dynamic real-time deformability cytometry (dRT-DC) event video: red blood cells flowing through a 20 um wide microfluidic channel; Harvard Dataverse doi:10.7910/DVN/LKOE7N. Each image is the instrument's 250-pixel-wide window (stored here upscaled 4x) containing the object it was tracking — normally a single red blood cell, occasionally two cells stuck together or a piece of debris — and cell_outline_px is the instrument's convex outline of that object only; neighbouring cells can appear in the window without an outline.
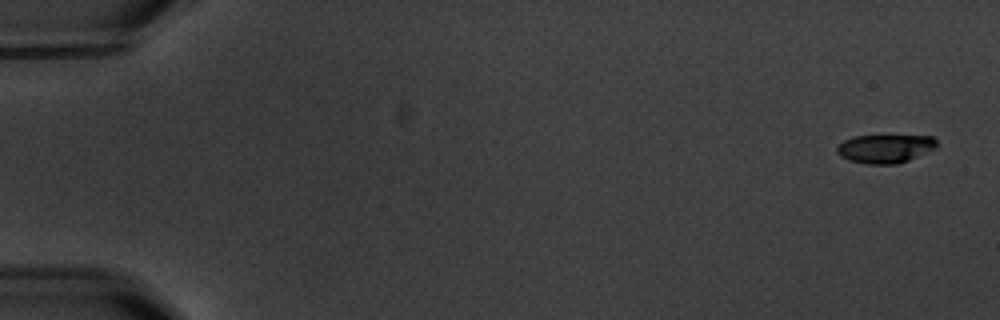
{"species": "common noctule bat (a hibernating species)", "species_latin": "Nyctalus noctula", "temperature_condition": "warm", "stored_images_in_passage": 9, "camera_frame_rate_fps": 3000, "um_per_image_px": 0.085, "animal": {"sex": "male", "body_mass_g": 20.1, "forearm_length_mm": 53.5}, "frame": {"image": 1, "passage_image": 1, "time_ms": 0.0, "image_size_px": [1000, 320], "cell_outline_px": [[936, 148], [908, 160], [896, 164], [864, 164], [848, 160], [840, 156], [836, 152], [836, 148], [844, 140], [852, 136], [932, 136], [936, 140]], "centroid_in_image_um": [75.2, 12.64], "position_along_channel_um": 9.8, "area_um2": 16.53}}
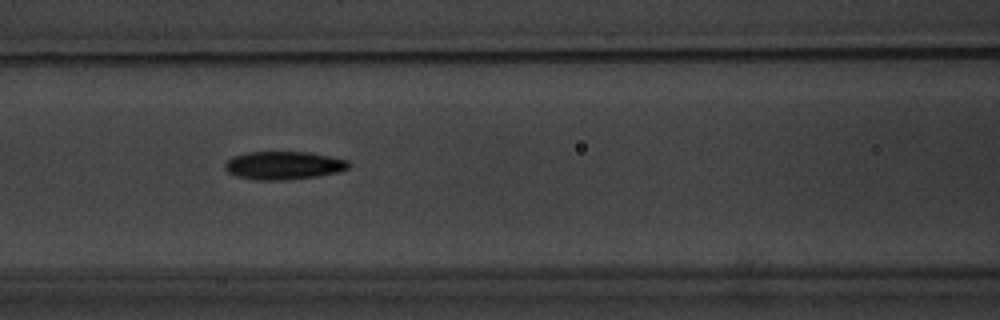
{"frame": {"image": 2, "passage_image": 8, "time_ms": 8.0, "image_size_px": [1000, 320], "cell_outline_px": [[352, 164], [348, 168], [340, 172], [316, 176], [280, 180], [256, 180], [236, 176], [228, 172], [224, 168], [224, 164], [232, 156], [248, 152], [308, 152], [348, 160]], "centroid_in_image_um": [24.1, 14.06], "position_along_channel_um": 142.5, "area_um2": 20.29}}
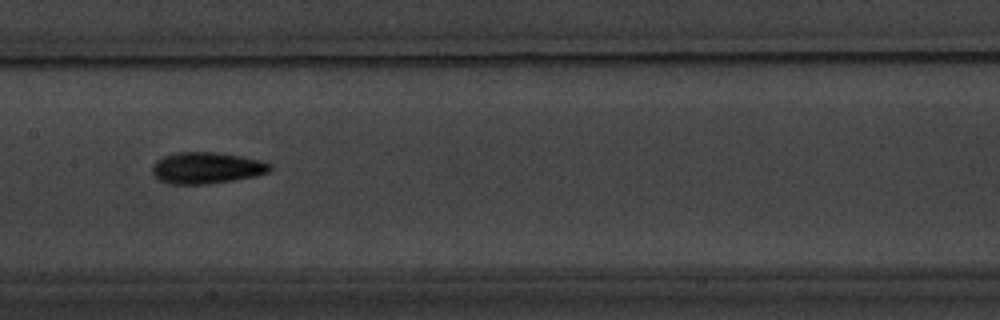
{"frame": {"image": 3, "passage_image": 9, "time_ms": 9.333, "image_size_px": [1000, 320], "cell_outline_px": [[272, 168], [268, 172], [256, 176], [208, 184], [168, 184], [160, 180], [152, 172], [152, 168], [156, 160], [164, 156], [176, 152], [216, 152], [240, 156], [260, 160], [272, 164]], "centroid_in_image_um": [17.56, 14.27], "position_along_channel_um": 189.8, "area_um2": 21.56}}